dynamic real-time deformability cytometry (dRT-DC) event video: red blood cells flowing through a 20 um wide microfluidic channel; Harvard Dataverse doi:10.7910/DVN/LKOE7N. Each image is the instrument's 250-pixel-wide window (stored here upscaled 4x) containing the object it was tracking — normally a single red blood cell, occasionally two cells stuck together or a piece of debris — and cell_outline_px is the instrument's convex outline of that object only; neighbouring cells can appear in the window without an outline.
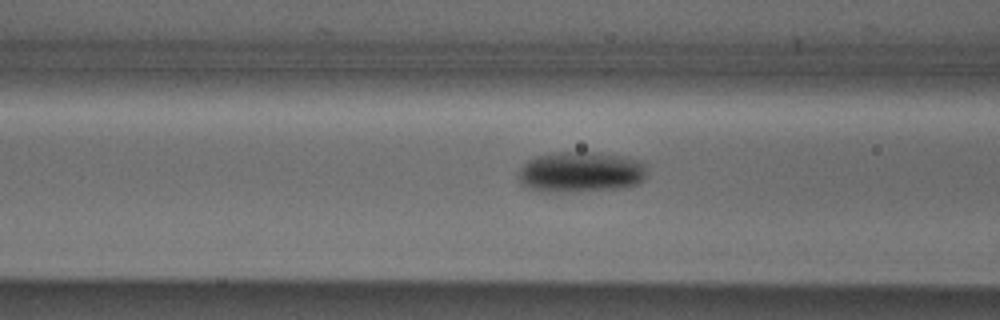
{"species": "Egyptian fruit bat (a non-hibernating species)", "species_latin": "Rousettus aegyptiacus", "temperature_condition": "cold", "stored_images_in_passage": 8, "segment_of_instrument_passage": [2, 2], "camera_frame_rate_fps": 3000, "um_per_image_px": 0.085, "animal": {"sex": "male"}, "frame": {"image": 1, "passage_image": 8, "time_ms": 2.333, "image_size_px": [1000, 320], "cell_outline_px": [[644, 176], [636, 184], [616, 188], [560, 192], [540, 192], [524, 188], [520, 184], [516, 176], [516, 172], [528, 160], [536, 156], [552, 152], [592, 152], [640, 160], [644, 164]], "centroid_in_image_um": [49.2, 14.63], "position_along_channel_um": 117.4, "area_um2": 30.4}}